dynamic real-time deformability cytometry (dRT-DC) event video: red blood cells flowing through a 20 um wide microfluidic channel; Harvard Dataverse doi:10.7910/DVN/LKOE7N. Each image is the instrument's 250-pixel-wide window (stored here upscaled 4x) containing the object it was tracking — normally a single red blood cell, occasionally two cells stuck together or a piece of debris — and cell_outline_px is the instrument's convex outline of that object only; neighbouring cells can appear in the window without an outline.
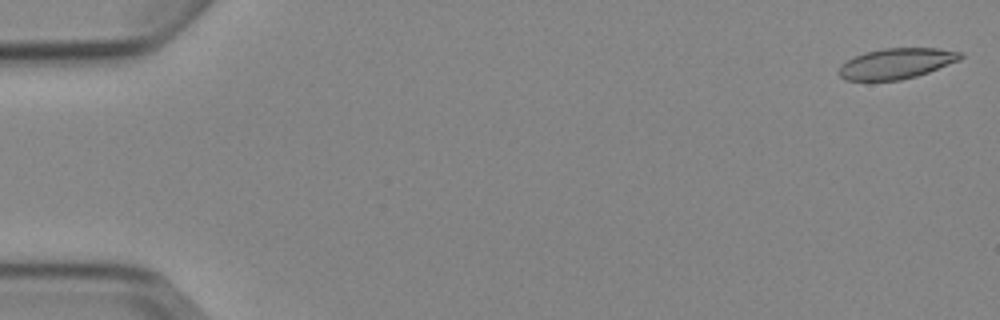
{"species": "Egyptian fruit bat (a non-hibernating species)", "species_latin": "Rousettus aegyptiacus", "temperature_condition": "cold", "stored_images_in_passage": 6, "camera_frame_rate_fps": 3000, "um_per_image_px": 0.085, "animal": {"sex": "female"}, "frame": {"image": 1, "passage_image": 1, "time_ms": 0.0, "image_size_px": [1000, 320], "cell_outline_px": [[964, 56], [960, 60], [928, 72], [916, 76], [900, 80], [844, 80], [840, 76], [840, 64], [864, 52], [884, 48], [940, 48], [960, 52]], "centroid_in_image_um": [76.21, 5.39], "position_along_channel_um": 8.8, "area_um2": 21.5}}
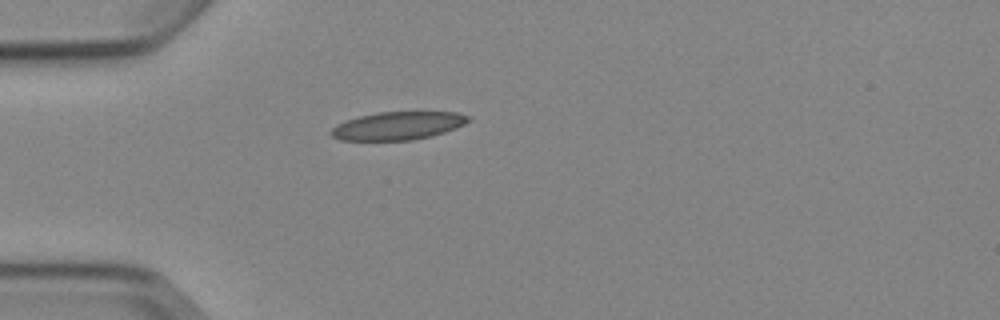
{"frame": {"image": 2, "passage_image": 5, "time_ms": 4.667, "image_size_px": [1000, 320], "cell_outline_px": [[472, 120], [456, 128], [432, 136], [412, 140], [340, 140], [332, 136], [328, 132], [336, 124], [344, 120], [360, 116], [380, 112], [456, 112], [472, 116]], "centroid_in_image_um": [33.83, 10.69], "position_along_channel_um": 51.2, "area_um2": 22.6}}